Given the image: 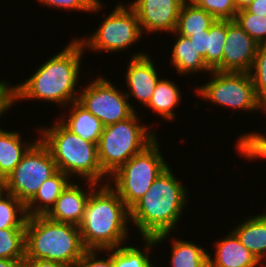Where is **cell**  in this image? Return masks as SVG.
Segmentation results:
<instances>
[{
	"label": "cell",
	"instance_id": "cell-27",
	"mask_svg": "<svg viewBox=\"0 0 266 267\" xmlns=\"http://www.w3.org/2000/svg\"><path fill=\"white\" fill-rule=\"evenodd\" d=\"M25 205L7 193L0 199V229L25 228L27 220Z\"/></svg>",
	"mask_w": 266,
	"mask_h": 267
},
{
	"label": "cell",
	"instance_id": "cell-24",
	"mask_svg": "<svg viewBox=\"0 0 266 267\" xmlns=\"http://www.w3.org/2000/svg\"><path fill=\"white\" fill-rule=\"evenodd\" d=\"M171 267H208V251L197 243L172 237Z\"/></svg>",
	"mask_w": 266,
	"mask_h": 267
},
{
	"label": "cell",
	"instance_id": "cell-31",
	"mask_svg": "<svg viewBox=\"0 0 266 267\" xmlns=\"http://www.w3.org/2000/svg\"><path fill=\"white\" fill-rule=\"evenodd\" d=\"M249 74L258 101L266 103V45H258Z\"/></svg>",
	"mask_w": 266,
	"mask_h": 267
},
{
	"label": "cell",
	"instance_id": "cell-8",
	"mask_svg": "<svg viewBox=\"0 0 266 267\" xmlns=\"http://www.w3.org/2000/svg\"><path fill=\"white\" fill-rule=\"evenodd\" d=\"M115 8L101 21L100 26L92 35L77 37L84 49L88 51L115 53L126 51L127 48L139 44L142 39L140 23L136 12L124 2H118ZM86 38V39H85ZM138 42V43H136ZM113 52V53H112Z\"/></svg>",
	"mask_w": 266,
	"mask_h": 267
},
{
	"label": "cell",
	"instance_id": "cell-41",
	"mask_svg": "<svg viewBox=\"0 0 266 267\" xmlns=\"http://www.w3.org/2000/svg\"><path fill=\"white\" fill-rule=\"evenodd\" d=\"M7 194L6 179L0 177V199Z\"/></svg>",
	"mask_w": 266,
	"mask_h": 267
},
{
	"label": "cell",
	"instance_id": "cell-40",
	"mask_svg": "<svg viewBox=\"0 0 266 267\" xmlns=\"http://www.w3.org/2000/svg\"><path fill=\"white\" fill-rule=\"evenodd\" d=\"M237 11L246 9L254 0H234Z\"/></svg>",
	"mask_w": 266,
	"mask_h": 267
},
{
	"label": "cell",
	"instance_id": "cell-6",
	"mask_svg": "<svg viewBox=\"0 0 266 267\" xmlns=\"http://www.w3.org/2000/svg\"><path fill=\"white\" fill-rule=\"evenodd\" d=\"M138 116L135 111L127 119L103 129L97 143V155L99 164L108 177L157 138L156 130L141 124Z\"/></svg>",
	"mask_w": 266,
	"mask_h": 267
},
{
	"label": "cell",
	"instance_id": "cell-21",
	"mask_svg": "<svg viewBox=\"0 0 266 267\" xmlns=\"http://www.w3.org/2000/svg\"><path fill=\"white\" fill-rule=\"evenodd\" d=\"M2 129H0V177L6 179L39 136L36 140L24 143L20 131Z\"/></svg>",
	"mask_w": 266,
	"mask_h": 267
},
{
	"label": "cell",
	"instance_id": "cell-42",
	"mask_svg": "<svg viewBox=\"0 0 266 267\" xmlns=\"http://www.w3.org/2000/svg\"><path fill=\"white\" fill-rule=\"evenodd\" d=\"M259 111L264 112V114H266V103H260V106L257 112L259 113ZM260 134L262 136H266V133L264 134L261 132Z\"/></svg>",
	"mask_w": 266,
	"mask_h": 267
},
{
	"label": "cell",
	"instance_id": "cell-35",
	"mask_svg": "<svg viewBox=\"0 0 266 267\" xmlns=\"http://www.w3.org/2000/svg\"><path fill=\"white\" fill-rule=\"evenodd\" d=\"M15 86L4 80L0 81V118L4 112L11 109L15 104ZM1 120V119H0Z\"/></svg>",
	"mask_w": 266,
	"mask_h": 267
},
{
	"label": "cell",
	"instance_id": "cell-39",
	"mask_svg": "<svg viewBox=\"0 0 266 267\" xmlns=\"http://www.w3.org/2000/svg\"><path fill=\"white\" fill-rule=\"evenodd\" d=\"M24 259H0V267H23Z\"/></svg>",
	"mask_w": 266,
	"mask_h": 267
},
{
	"label": "cell",
	"instance_id": "cell-25",
	"mask_svg": "<svg viewBox=\"0 0 266 267\" xmlns=\"http://www.w3.org/2000/svg\"><path fill=\"white\" fill-rule=\"evenodd\" d=\"M143 248L132 244H122L116 248H112V267H158L154 265L150 259V252L156 247L154 238H142Z\"/></svg>",
	"mask_w": 266,
	"mask_h": 267
},
{
	"label": "cell",
	"instance_id": "cell-2",
	"mask_svg": "<svg viewBox=\"0 0 266 267\" xmlns=\"http://www.w3.org/2000/svg\"><path fill=\"white\" fill-rule=\"evenodd\" d=\"M171 169L168 166L130 208V222L136 226V231L142 238H154L156 245L170 237L189 204L186 185L173 175Z\"/></svg>",
	"mask_w": 266,
	"mask_h": 267
},
{
	"label": "cell",
	"instance_id": "cell-20",
	"mask_svg": "<svg viewBox=\"0 0 266 267\" xmlns=\"http://www.w3.org/2000/svg\"><path fill=\"white\" fill-rule=\"evenodd\" d=\"M71 182L72 179L68 175L58 170L25 205L27 216L45 215Z\"/></svg>",
	"mask_w": 266,
	"mask_h": 267
},
{
	"label": "cell",
	"instance_id": "cell-15",
	"mask_svg": "<svg viewBox=\"0 0 266 267\" xmlns=\"http://www.w3.org/2000/svg\"><path fill=\"white\" fill-rule=\"evenodd\" d=\"M84 182L86 190L78 182H71L45 216L56 222L78 226L83 219L90 193L99 185L92 181Z\"/></svg>",
	"mask_w": 266,
	"mask_h": 267
},
{
	"label": "cell",
	"instance_id": "cell-32",
	"mask_svg": "<svg viewBox=\"0 0 266 267\" xmlns=\"http://www.w3.org/2000/svg\"><path fill=\"white\" fill-rule=\"evenodd\" d=\"M210 13L216 20H234L237 11L234 0H189Z\"/></svg>",
	"mask_w": 266,
	"mask_h": 267
},
{
	"label": "cell",
	"instance_id": "cell-26",
	"mask_svg": "<svg viewBox=\"0 0 266 267\" xmlns=\"http://www.w3.org/2000/svg\"><path fill=\"white\" fill-rule=\"evenodd\" d=\"M227 35V20H216L207 34L206 65L222 72L223 47Z\"/></svg>",
	"mask_w": 266,
	"mask_h": 267
},
{
	"label": "cell",
	"instance_id": "cell-19",
	"mask_svg": "<svg viewBox=\"0 0 266 267\" xmlns=\"http://www.w3.org/2000/svg\"><path fill=\"white\" fill-rule=\"evenodd\" d=\"M172 35H175L176 40L172 46L170 62L180 76L196 75L199 72L209 74L212 71L204 62L203 57L196 51L189 37L175 32H172Z\"/></svg>",
	"mask_w": 266,
	"mask_h": 267
},
{
	"label": "cell",
	"instance_id": "cell-10",
	"mask_svg": "<svg viewBox=\"0 0 266 267\" xmlns=\"http://www.w3.org/2000/svg\"><path fill=\"white\" fill-rule=\"evenodd\" d=\"M57 171L49 148L39 138L6 178L7 193L26 205L41 185Z\"/></svg>",
	"mask_w": 266,
	"mask_h": 267
},
{
	"label": "cell",
	"instance_id": "cell-37",
	"mask_svg": "<svg viewBox=\"0 0 266 267\" xmlns=\"http://www.w3.org/2000/svg\"><path fill=\"white\" fill-rule=\"evenodd\" d=\"M23 267H67L55 261H48L43 259H24Z\"/></svg>",
	"mask_w": 266,
	"mask_h": 267
},
{
	"label": "cell",
	"instance_id": "cell-38",
	"mask_svg": "<svg viewBox=\"0 0 266 267\" xmlns=\"http://www.w3.org/2000/svg\"><path fill=\"white\" fill-rule=\"evenodd\" d=\"M246 10L249 13L266 16V0H254Z\"/></svg>",
	"mask_w": 266,
	"mask_h": 267
},
{
	"label": "cell",
	"instance_id": "cell-16",
	"mask_svg": "<svg viewBox=\"0 0 266 267\" xmlns=\"http://www.w3.org/2000/svg\"><path fill=\"white\" fill-rule=\"evenodd\" d=\"M223 237L213 243L215 256H211L213 254L208 253V267L263 266L251 251L241 243L232 230Z\"/></svg>",
	"mask_w": 266,
	"mask_h": 267
},
{
	"label": "cell",
	"instance_id": "cell-11",
	"mask_svg": "<svg viewBox=\"0 0 266 267\" xmlns=\"http://www.w3.org/2000/svg\"><path fill=\"white\" fill-rule=\"evenodd\" d=\"M90 82L81 86L77 101L104 127L125 120L135 112L126 93L119 91L110 80L101 75Z\"/></svg>",
	"mask_w": 266,
	"mask_h": 267
},
{
	"label": "cell",
	"instance_id": "cell-9",
	"mask_svg": "<svg viewBox=\"0 0 266 267\" xmlns=\"http://www.w3.org/2000/svg\"><path fill=\"white\" fill-rule=\"evenodd\" d=\"M211 80L196 86L197 96L213 105L231 108L233 111H257L260 106L250 74L246 72H220L212 70Z\"/></svg>",
	"mask_w": 266,
	"mask_h": 267
},
{
	"label": "cell",
	"instance_id": "cell-4",
	"mask_svg": "<svg viewBox=\"0 0 266 267\" xmlns=\"http://www.w3.org/2000/svg\"><path fill=\"white\" fill-rule=\"evenodd\" d=\"M86 250L77 225L56 222L45 215L27 217L25 259H43L77 267Z\"/></svg>",
	"mask_w": 266,
	"mask_h": 267
},
{
	"label": "cell",
	"instance_id": "cell-7",
	"mask_svg": "<svg viewBox=\"0 0 266 267\" xmlns=\"http://www.w3.org/2000/svg\"><path fill=\"white\" fill-rule=\"evenodd\" d=\"M158 137L109 176L108 185L130 209L169 166L159 149Z\"/></svg>",
	"mask_w": 266,
	"mask_h": 267
},
{
	"label": "cell",
	"instance_id": "cell-30",
	"mask_svg": "<svg viewBox=\"0 0 266 267\" xmlns=\"http://www.w3.org/2000/svg\"><path fill=\"white\" fill-rule=\"evenodd\" d=\"M234 20L259 45H266V16L242 9L236 13Z\"/></svg>",
	"mask_w": 266,
	"mask_h": 267
},
{
	"label": "cell",
	"instance_id": "cell-17",
	"mask_svg": "<svg viewBox=\"0 0 266 267\" xmlns=\"http://www.w3.org/2000/svg\"><path fill=\"white\" fill-rule=\"evenodd\" d=\"M65 109L69 115L66 113V116H60L58 120L73 134L97 144L104 129L102 122L78 101L72 102Z\"/></svg>",
	"mask_w": 266,
	"mask_h": 267
},
{
	"label": "cell",
	"instance_id": "cell-23",
	"mask_svg": "<svg viewBox=\"0 0 266 267\" xmlns=\"http://www.w3.org/2000/svg\"><path fill=\"white\" fill-rule=\"evenodd\" d=\"M216 19L207 11L185 0L180 8L175 33L189 37L209 30Z\"/></svg>",
	"mask_w": 266,
	"mask_h": 267
},
{
	"label": "cell",
	"instance_id": "cell-5",
	"mask_svg": "<svg viewBox=\"0 0 266 267\" xmlns=\"http://www.w3.org/2000/svg\"><path fill=\"white\" fill-rule=\"evenodd\" d=\"M38 131L39 138L49 148L59 171L72 179L76 176L83 181L108 183L109 177L98 161L96 143L73 134L58 119L50 127L39 126Z\"/></svg>",
	"mask_w": 266,
	"mask_h": 267
},
{
	"label": "cell",
	"instance_id": "cell-18",
	"mask_svg": "<svg viewBox=\"0 0 266 267\" xmlns=\"http://www.w3.org/2000/svg\"><path fill=\"white\" fill-rule=\"evenodd\" d=\"M232 231L262 265L266 264V211L243 219Z\"/></svg>",
	"mask_w": 266,
	"mask_h": 267
},
{
	"label": "cell",
	"instance_id": "cell-12",
	"mask_svg": "<svg viewBox=\"0 0 266 267\" xmlns=\"http://www.w3.org/2000/svg\"><path fill=\"white\" fill-rule=\"evenodd\" d=\"M185 0H133L128 4L138 17L144 33L175 31L180 8ZM146 31V32H145Z\"/></svg>",
	"mask_w": 266,
	"mask_h": 267
},
{
	"label": "cell",
	"instance_id": "cell-14",
	"mask_svg": "<svg viewBox=\"0 0 266 267\" xmlns=\"http://www.w3.org/2000/svg\"><path fill=\"white\" fill-rule=\"evenodd\" d=\"M258 43L235 20H227L222 72H246L252 68Z\"/></svg>",
	"mask_w": 266,
	"mask_h": 267
},
{
	"label": "cell",
	"instance_id": "cell-34",
	"mask_svg": "<svg viewBox=\"0 0 266 267\" xmlns=\"http://www.w3.org/2000/svg\"><path fill=\"white\" fill-rule=\"evenodd\" d=\"M104 251L107 259L106 257L99 259L98 257ZM77 267H112V248L106 250L87 249L79 260Z\"/></svg>",
	"mask_w": 266,
	"mask_h": 267
},
{
	"label": "cell",
	"instance_id": "cell-28",
	"mask_svg": "<svg viewBox=\"0 0 266 267\" xmlns=\"http://www.w3.org/2000/svg\"><path fill=\"white\" fill-rule=\"evenodd\" d=\"M0 259H25V228L0 229Z\"/></svg>",
	"mask_w": 266,
	"mask_h": 267
},
{
	"label": "cell",
	"instance_id": "cell-36",
	"mask_svg": "<svg viewBox=\"0 0 266 267\" xmlns=\"http://www.w3.org/2000/svg\"><path fill=\"white\" fill-rule=\"evenodd\" d=\"M207 34L208 30L203 31V33H198L189 36L190 42L195 47L196 51L203 57L205 63L207 52Z\"/></svg>",
	"mask_w": 266,
	"mask_h": 267
},
{
	"label": "cell",
	"instance_id": "cell-13",
	"mask_svg": "<svg viewBox=\"0 0 266 267\" xmlns=\"http://www.w3.org/2000/svg\"><path fill=\"white\" fill-rule=\"evenodd\" d=\"M132 52L127 63L125 81L129 91L124 90L128 99L133 96L142 106H146L160 80L156 62L143 51ZM144 52V53H143Z\"/></svg>",
	"mask_w": 266,
	"mask_h": 267
},
{
	"label": "cell",
	"instance_id": "cell-33",
	"mask_svg": "<svg viewBox=\"0 0 266 267\" xmlns=\"http://www.w3.org/2000/svg\"><path fill=\"white\" fill-rule=\"evenodd\" d=\"M39 4L45 5L51 8H59L58 10L66 9L82 11V13H96L100 12L101 9H104L105 6L100 0H36ZM104 6V7H103ZM103 7V8H102Z\"/></svg>",
	"mask_w": 266,
	"mask_h": 267
},
{
	"label": "cell",
	"instance_id": "cell-3",
	"mask_svg": "<svg viewBox=\"0 0 266 267\" xmlns=\"http://www.w3.org/2000/svg\"><path fill=\"white\" fill-rule=\"evenodd\" d=\"M129 223L130 209L106 183L99 184L90 193L78 227L86 249L106 250L129 241Z\"/></svg>",
	"mask_w": 266,
	"mask_h": 267
},
{
	"label": "cell",
	"instance_id": "cell-1",
	"mask_svg": "<svg viewBox=\"0 0 266 267\" xmlns=\"http://www.w3.org/2000/svg\"><path fill=\"white\" fill-rule=\"evenodd\" d=\"M86 50L77 37L49 57L36 71L15 86V104L23 100H42L65 108L78 100L82 57Z\"/></svg>",
	"mask_w": 266,
	"mask_h": 267
},
{
	"label": "cell",
	"instance_id": "cell-29",
	"mask_svg": "<svg viewBox=\"0 0 266 267\" xmlns=\"http://www.w3.org/2000/svg\"><path fill=\"white\" fill-rule=\"evenodd\" d=\"M235 148L237 155L243 156L247 160H256L266 158V136H262L260 132H249L241 134L238 139Z\"/></svg>",
	"mask_w": 266,
	"mask_h": 267
},
{
	"label": "cell",
	"instance_id": "cell-22",
	"mask_svg": "<svg viewBox=\"0 0 266 267\" xmlns=\"http://www.w3.org/2000/svg\"><path fill=\"white\" fill-rule=\"evenodd\" d=\"M179 88L171 79L160 77L153 95L145 108H149L156 115L172 122L176 117L175 112H177L174 108L180 104L179 102H181L183 97Z\"/></svg>",
	"mask_w": 266,
	"mask_h": 267
}]
</instances>
